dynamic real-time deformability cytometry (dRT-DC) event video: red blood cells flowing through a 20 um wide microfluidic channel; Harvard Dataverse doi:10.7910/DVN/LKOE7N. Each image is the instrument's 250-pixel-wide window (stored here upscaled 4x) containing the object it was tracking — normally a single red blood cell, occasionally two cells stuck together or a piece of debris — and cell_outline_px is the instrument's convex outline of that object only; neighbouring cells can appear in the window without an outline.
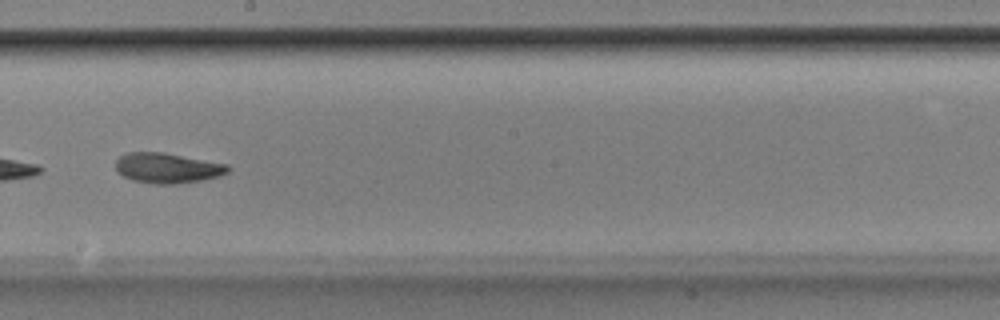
{"species": "Egyptian fruit bat (a non-hibernating species)", "species_latin": "Rousettus aegyptiacus", "temperature_condition": "room temperature", "stored_images_in_passage": 50, "camera_frame_rate_fps": 3000, "um_per_image_px": 0.085, "animal": {"sex": "male"}, "frame": {"image": 1, "passage_image": 29, "time_ms": 9.333, "image_size_px": [1000, 320], "cell_outline_px": [[228, 172], [204, 180], [176, 184], [156, 184], [132, 180], [116, 172], [116, 160], [120, 156], [128, 152], [164, 152], [228, 164]], "centroid_in_image_um": [14.2, 14.28], "position_along_channel_um": 234.0, "area_um2": 19.77}, "authors_computed_cell_mechanics": {"area_um2": 20.2878, "velocity_mm_per_s": 3.8492, "shape_relaxation_time_tau1_ms": 3.3107, "shape_relaxation_time_tau2_ms": 7.3367, "deformation_change_tau1": 0.1498, "deformation_change_tau2": 0.1207}}